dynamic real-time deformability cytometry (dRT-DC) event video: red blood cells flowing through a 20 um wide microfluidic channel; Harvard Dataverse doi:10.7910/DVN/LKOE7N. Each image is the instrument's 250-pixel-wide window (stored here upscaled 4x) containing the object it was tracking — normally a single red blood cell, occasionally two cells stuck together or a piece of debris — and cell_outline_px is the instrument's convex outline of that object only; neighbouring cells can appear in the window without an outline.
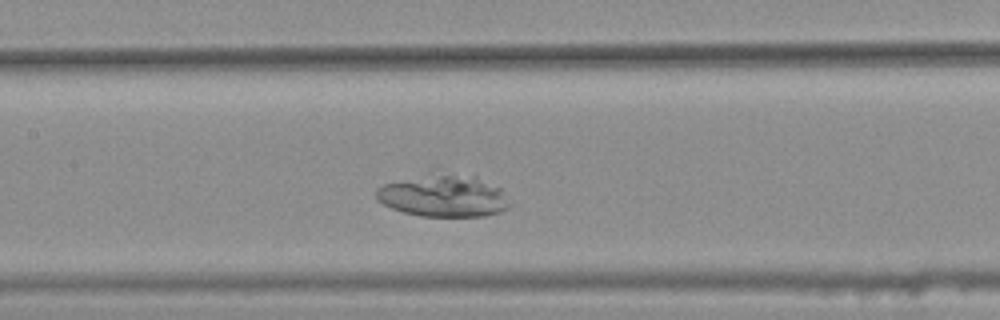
{"species": "common noctule bat (a hibernating species)", "species_latin": "Nyctalus noctula", "temperature_condition": "warm", "stored_images_in_passage": 38, "camera_frame_rate_fps": 3000, "um_per_image_px": 0.085, "animal": {"sex": "female", "body_mass_g": 25.1}, "frame": {"image": 1, "passage_image": 20, "time_ms": 6.333, "image_size_px": [1000, 320], "cell_outline_px": [[512, 204], [508, 208], [500, 212], [484, 216], [420, 216], [404, 212], [392, 208], [376, 200], [376, 188], [384, 184], [440, 176], [476, 176], [500, 188]], "centroid_in_image_um": [37.77, 16.72], "position_along_channel_um": 169.6, "area_um2": 31.33}}
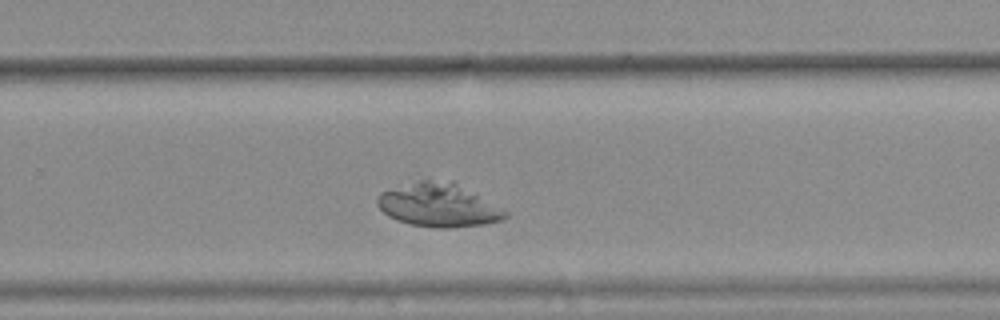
{"frame": {"image": 2, "passage_image": 30, "time_ms": 9.667, "image_size_px": [1000, 320], "cell_outline_px": [[508, 216], [504, 220], [484, 224], [448, 228], [440, 228], [408, 224], [388, 216], [376, 204], [376, 200], [380, 192], [416, 172], [452, 180], [504, 208], [508, 212]], "centroid_in_image_um": [37.18, 17.29], "position_along_channel_um": 292.6, "area_um2": 34.85}}
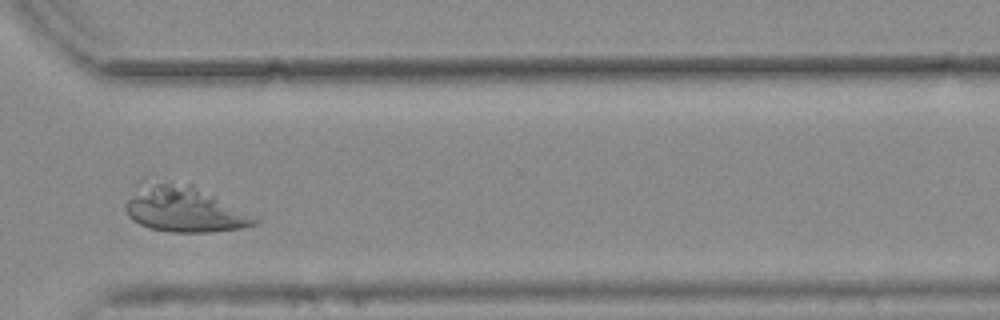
{"frame": {"image": 3, "passage_image": 35, "time_ms": 11.333, "image_size_px": [1000, 320], "cell_outline_px": [[260, 220], [256, 224], [240, 228], [208, 232], [172, 232], [152, 228], [140, 224], [132, 220], [128, 216], [124, 208], [124, 204], [136, 184], [152, 172], [192, 184], [260, 216]], "centroid_in_image_um": [15.58, 17.63], "position_along_channel_um": 355.0, "area_um2": 37.05}}